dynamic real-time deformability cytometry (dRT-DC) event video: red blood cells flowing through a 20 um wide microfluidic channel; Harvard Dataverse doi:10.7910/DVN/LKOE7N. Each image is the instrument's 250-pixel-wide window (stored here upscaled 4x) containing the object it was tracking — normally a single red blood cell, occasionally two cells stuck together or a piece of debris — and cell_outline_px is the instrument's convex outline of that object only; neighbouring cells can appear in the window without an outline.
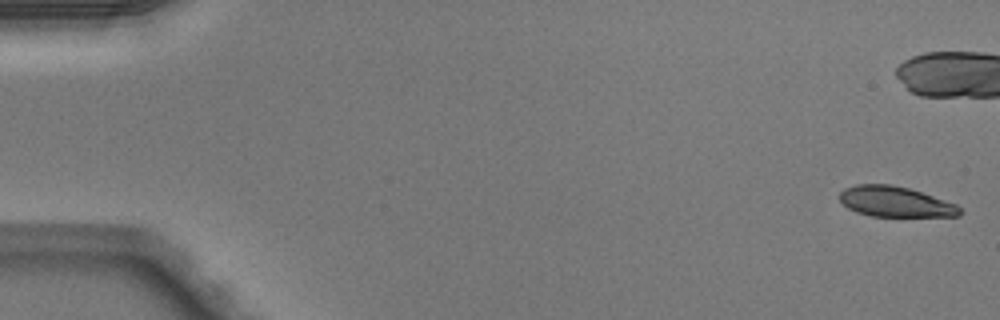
{"species": "Egyptian fruit bat (a non-hibernating species)", "species_latin": "Rousettus aegyptiacus", "temperature_condition": "warm", "stored_images_in_passage": 51, "camera_frame_rate_fps": 3000, "um_per_image_px": 0.085, "animal": {"sex": "male"}, "frame": {"image": 1, "passage_image": 1, "time_ms": 0.0, "image_size_px": [1000, 320], "cell_outline_px": [[964, 212], [960, 216], [872, 216], [856, 212], [848, 208], [840, 200], [840, 192], [844, 188], [856, 184], [892, 184], [908, 188], [956, 204]], "centroid_in_image_um": [76.09, 17.14], "position_along_channel_um": 8.9, "area_um2": 21.21}}
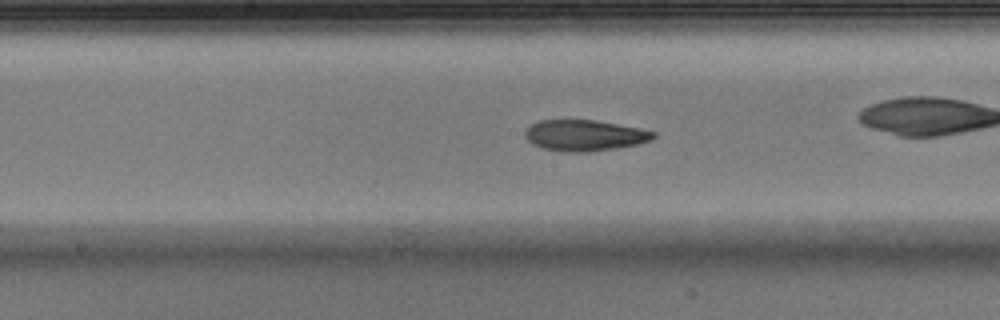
{"frame": {"image": 2, "passage_image": 26, "time_ms": 8.333, "image_size_px": [1000, 320], "cell_outline_px": [[656, 136], [652, 140], [640, 144], [592, 152], [560, 152], [544, 148], [532, 144], [524, 136], [524, 132], [536, 120], [596, 120], [640, 128], [656, 132]], "centroid_in_image_um": [49.71, 11.51], "position_along_channel_um": 198.5, "area_um2": 23.47}}
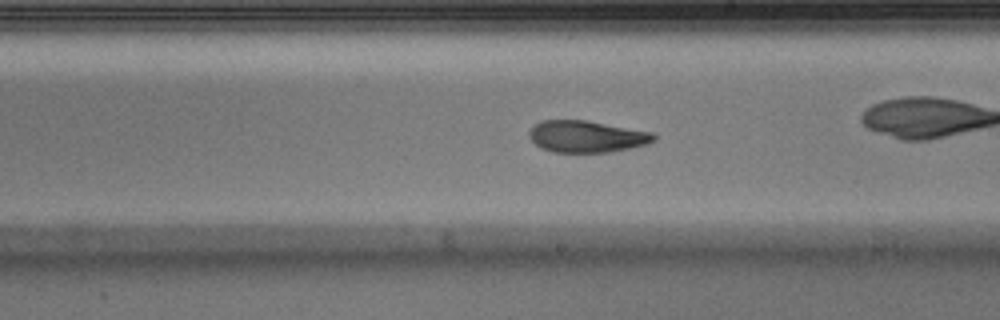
{"frame": {"image": 3, "passage_image": 29, "time_ms": 9.333, "image_size_px": [1000, 320], "cell_outline_px": [[656, 140], [648, 144], [632, 148], [612, 152], [552, 152], [540, 148], [528, 136], [528, 132], [532, 124], [540, 120], [588, 120], [652, 132], [656, 136]], "centroid_in_image_um": [49.85, 11.6], "position_along_channel_um": 239.2, "area_um2": 23.47}, "authors_computed_cell_mechanics": {"area_um2": 23.4668, "velocity_mm_per_s": 4.0809, "shape_relaxation_time_tau1_ms": null, "shape_relaxation_time_tau2_ms": 4.119, "deformation_change_tau1": null, "deformation_change_tau2": 0.0917}}